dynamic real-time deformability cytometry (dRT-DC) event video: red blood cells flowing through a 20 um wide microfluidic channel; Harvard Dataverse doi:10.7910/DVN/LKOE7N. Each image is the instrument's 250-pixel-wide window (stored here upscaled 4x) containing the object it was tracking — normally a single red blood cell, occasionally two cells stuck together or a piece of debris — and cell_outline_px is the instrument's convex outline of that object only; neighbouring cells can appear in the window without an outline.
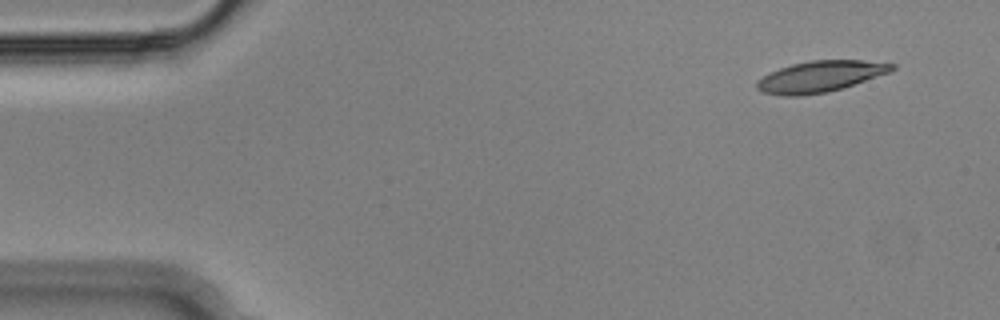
{"species": "Egyptian fruit bat (a non-hibernating species)", "species_latin": "Rousettus aegyptiacus", "temperature_condition": "cold", "stored_images_in_passage": 51, "camera_frame_rate_fps": 3000, "um_per_image_px": 0.085, "animal": {"sex": "male"}, "frame": {"image": 1, "passage_image": 1, "time_ms": 0.0, "image_size_px": [1000, 320], "cell_outline_px": [[896, 68], [888, 72], [844, 88], [828, 92], [800, 96], [780, 96], [764, 92], [756, 88], [756, 80], [780, 68], [792, 64], [812, 60], [864, 60], [896, 64]], "centroid_in_image_um": [69.71, 6.51], "position_along_channel_um": 15.3, "area_um2": 24.45}}
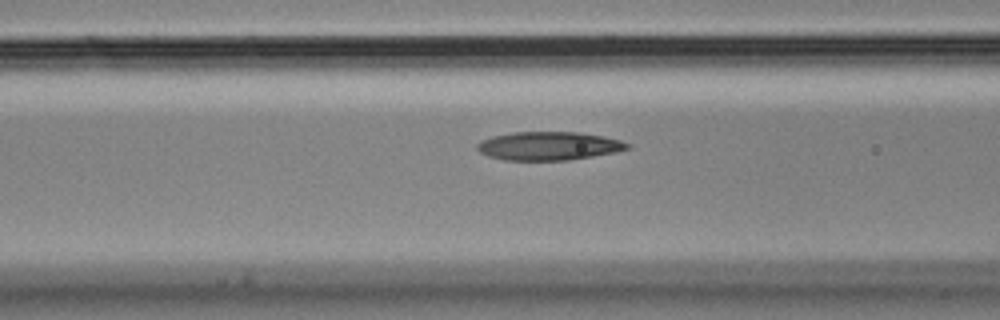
{"frame": {"image": 2, "passage_image": 18, "time_ms": 5.667, "image_size_px": [1000, 320], "cell_outline_px": [[632, 148], [616, 152], [568, 160], [504, 160], [488, 156], [480, 152], [476, 148], [476, 144], [480, 140], [492, 136], [512, 132], [580, 132], [604, 136], [620, 140], [632, 144]], "centroid_in_image_um": [46.65, 12.4], "position_along_channel_um": 119.9, "area_um2": 25.14}}
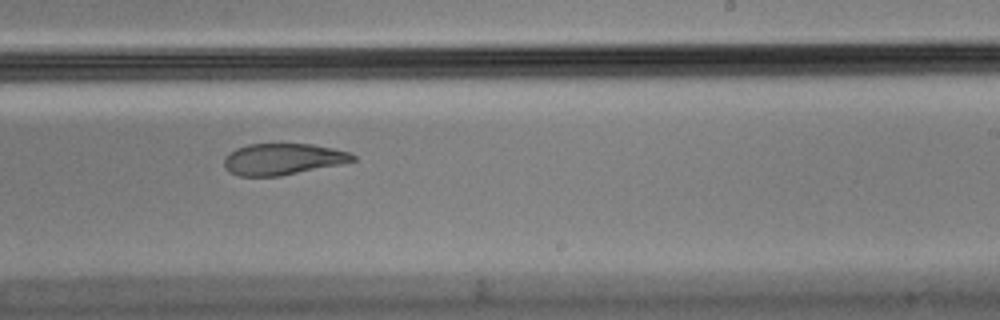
{"frame": {"image": 3, "passage_image": 30, "time_ms": 9.667, "image_size_px": [1000, 320], "cell_outline_px": [[356, 160], [340, 164], [280, 176], [240, 176], [228, 172], [224, 168], [224, 156], [228, 152], [236, 148], [248, 144], [312, 144], [352, 152], [356, 156]], "centroid_in_image_um": [24.01, 13.52], "position_along_channel_um": 265.0, "area_um2": 23.7}, "authors_computed_cell_mechanics": {"area_um2": 25.432, "velocity_mm_per_s": 3.6314, "shape_relaxation_time_tau1_ms": null, "shape_relaxation_time_tau2_ms": 4.8593, "deformation_change_tau1": null, "deformation_change_tau2": 0.1219}}